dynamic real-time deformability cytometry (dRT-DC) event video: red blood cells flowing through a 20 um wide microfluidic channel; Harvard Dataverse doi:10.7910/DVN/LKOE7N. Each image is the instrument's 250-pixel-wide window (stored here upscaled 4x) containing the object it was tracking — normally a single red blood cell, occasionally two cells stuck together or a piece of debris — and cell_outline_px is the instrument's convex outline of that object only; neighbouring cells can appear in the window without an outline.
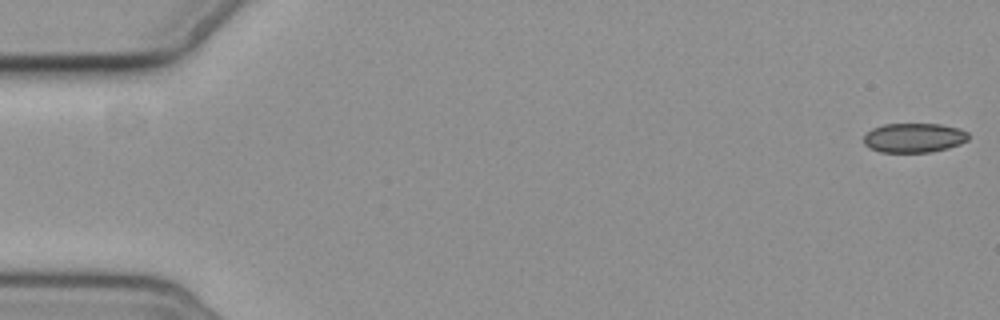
{"species": "common noctule bat (a hibernating species)", "species_latin": "Nyctalus noctula", "temperature_condition": "cold", "stored_images_in_passage": 5, "camera_frame_rate_fps": 3000, "um_per_image_px": 0.085, "animal": {"sex": "female", "body_mass_g": 19.3, "forearm_length_mm": 54.1}, "frame": {"image": 1, "passage_image": 1, "time_ms": 0.0, "image_size_px": [1000, 320], "cell_outline_px": [[968, 140], [960, 144], [948, 148], [932, 152], [880, 152], [868, 148], [864, 144], [864, 136], [872, 128], [884, 124], [940, 124], [960, 128], [968, 132]], "centroid_in_image_um": [77.69, 11.71], "position_along_channel_um": 7.3, "area_um2": 18.09}}
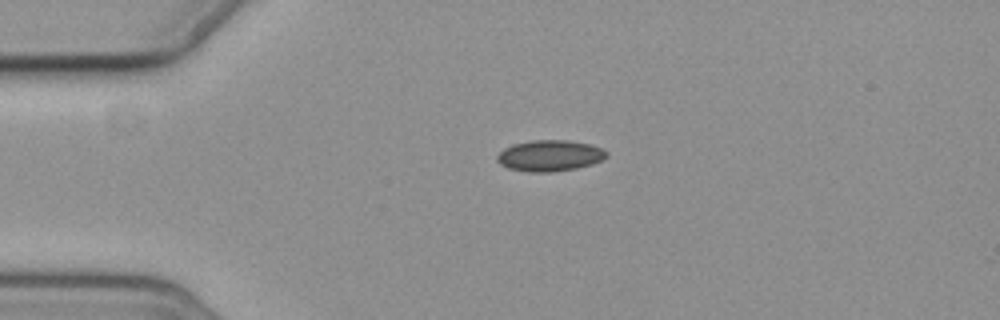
{"frame": {"image": 2, "passage_image": 4, "time_ms": 4.333, "image_size_px": [1000, 320], "cell_outline_px": [[608, 156], [604, 160], [592, 164], [576, 168], [552, 172], [528, 172], [508, 168], [500, 164], [496, 160], [496, 156], [504, 148], [512, 144], [532, 140], [568, 140], [588, 144], [600, 148], [608, 152]], "centroid_in_image_um": [46.72, 13.23], "position_along_channel_um": 38.3, "area_um2": 19.94}}